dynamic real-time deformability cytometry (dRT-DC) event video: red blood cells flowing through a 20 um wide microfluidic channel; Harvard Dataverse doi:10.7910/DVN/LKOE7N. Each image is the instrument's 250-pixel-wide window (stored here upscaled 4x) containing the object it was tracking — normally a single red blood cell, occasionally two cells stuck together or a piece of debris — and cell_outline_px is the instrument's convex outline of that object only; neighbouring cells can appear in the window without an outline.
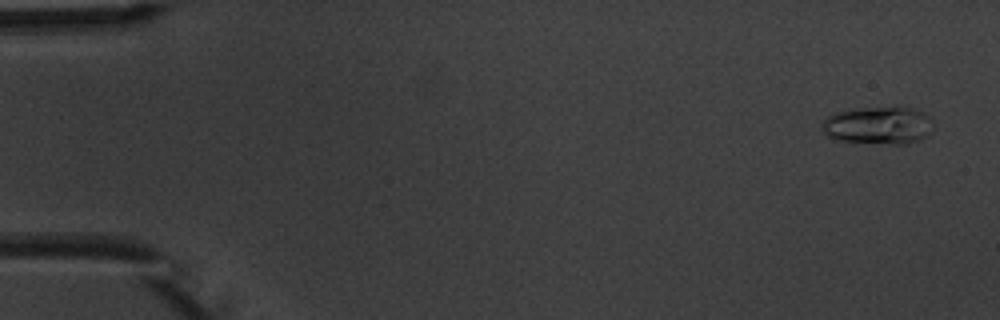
{"species": "common noctule bat (a hibernating species)", "species_latin": "Nyctalus noctula", "temperature_condition": "warm", "stored_images_in_passage": 6, "camera_frame_rate_fps": 3000, "um_per_image_px": 0.085, "animal": {"sex": "male", "body_mass_g": 20.1, "forearm_length_mm": 53.5}, "frame": {"image": 1, "passage_image": 1, "time_ms": 0.0, "image_size_px": [1000, 320], "cell_outline_px": [[928, 136], [920, 140], [908, 144], [892, 144], [836, 140], [828, 136], [820, 128], [820, 124], [828, 116], [836, 112], [864, 108], [912, 108], [924, 112], [928, 116]], "centroid_in_image_um": [74.59, 10.68], "position_along_channel_um": 10.4, "area_um2": 23.93}}